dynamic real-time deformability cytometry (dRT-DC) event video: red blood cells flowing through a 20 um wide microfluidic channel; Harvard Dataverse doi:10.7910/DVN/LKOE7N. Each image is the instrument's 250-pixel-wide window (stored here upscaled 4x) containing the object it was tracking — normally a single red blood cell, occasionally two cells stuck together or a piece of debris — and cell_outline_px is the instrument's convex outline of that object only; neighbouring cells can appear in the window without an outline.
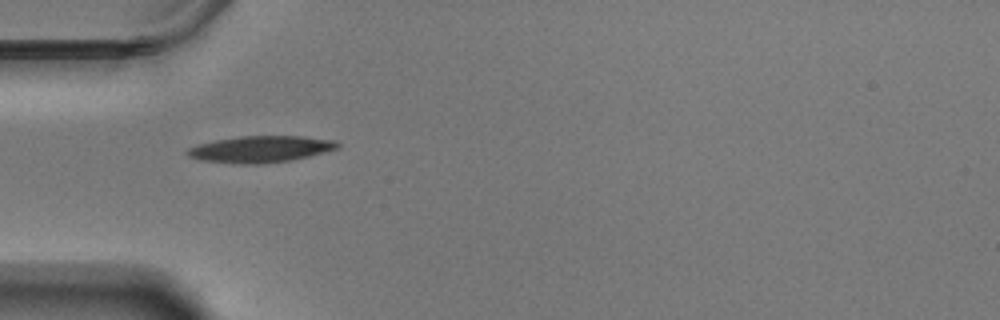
{"species": "Egyptian fruit bat (a non-hibernating species)", "species_latin": "Rousettus aegyptiacus", "temperature_condition": "warm", "stored_images_in_passage": 41, "camera_frame_rate_fps": 3000, "um_per_image_px": 0.085, "animal": {"sex": "male"}, "frame": {"image": 1, "passage_image": 1, "time_ms": 0.0, "image_size_px": [1000, 320], "cell_outline_px": [[340, 148], [292, 160], [260, 164], [244, 164], [200, 160], [188, 156], [184, 152], [188, 148], [196, 144], [216, 140], [240, 136], [304, 136], [336, 140], [340, 144]], "centroid_in_image_um": [22.15, 12.67], "position_along_channel_um": 62.9, "area_um2": 23.35}}
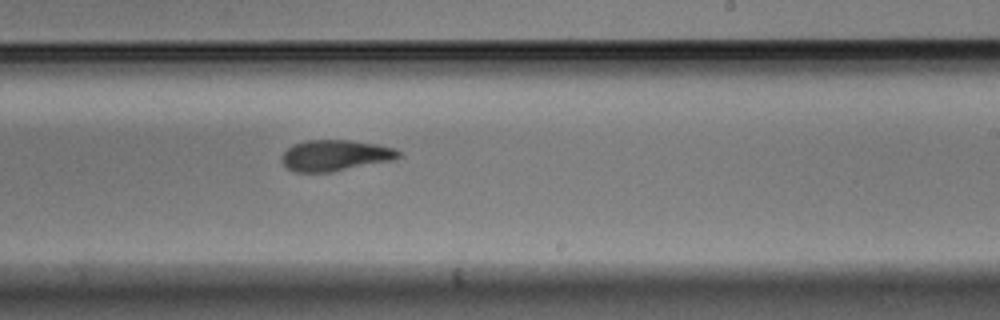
{"frame": {"image": 2, "passage_image": 18, "time_ms": 5.667, "image_size_px": [1000, 320], "cell_outline_px": [[400, 156], [396, 160], [328, 172], [296, 172], [288, 168], [280, 160], [280, 156], [292, 144], [308, 140], [348, 140], [376, 144], [396, 148], [400, 152]], "centroid_in_image_um": [28.5, 13.21], "position_along_channel_um": 260.5, "area_um2": 21.15}}
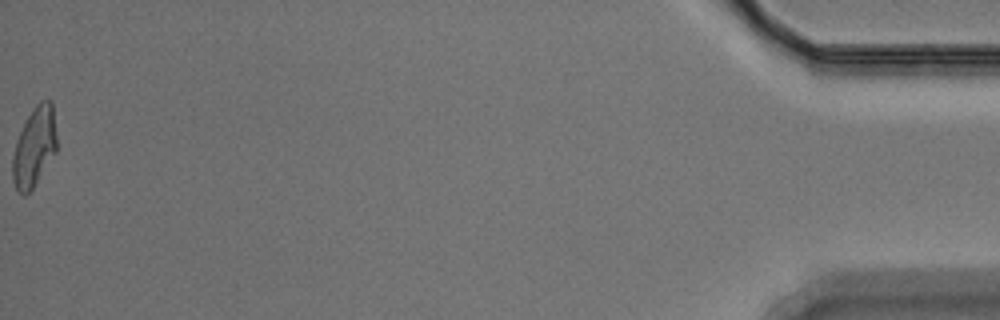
{"frame": {"image": 3, "passage_image": 41, "time_ms": 13.333, "image_size_px": [1000, 320], "cell_outline_px": [[56, 152], [32, 188], [24, 196], [16, 188], [12, 180], [12, 156], [16, 140], [32, 108], [40, 100], [52, 100], [56, 136]], "centroid_in_image_um": [2.91, 12.47], "position_along_channel_um": 432.3, "area_um2": 20.29}, "authors_computed_cell_mechanics": {"area_um2": 21.2704, "velocity_mm_per_s": 3.5029, "shape_relaxation_time_tau1_ms": 10.0321, "shape_relaxation_time_tau2_ms": 4.7793, "deformation_change_tau1": 0.2367, "deformation_change_tau2": 0.1181}}